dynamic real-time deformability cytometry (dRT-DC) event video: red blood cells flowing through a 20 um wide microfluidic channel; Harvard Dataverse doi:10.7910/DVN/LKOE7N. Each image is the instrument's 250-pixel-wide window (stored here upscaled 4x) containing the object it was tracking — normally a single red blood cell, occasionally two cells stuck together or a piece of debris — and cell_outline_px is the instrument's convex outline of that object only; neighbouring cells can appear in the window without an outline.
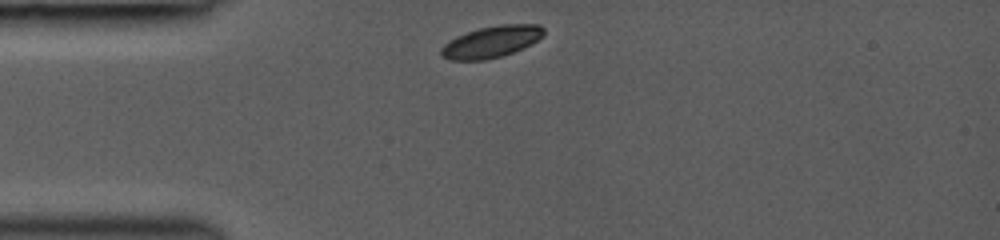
{"species": "common noctule bat (a hibernating species)", "species_latin": "Nyctalus noctula", "temperature_condition": "room temperature", "stored_images_in_passage": 30, "camera_frame_rate_fps": 3000, "um_per_image_px": 0.085, "animal": {"sex": "female", "body_mass_g": 19.0, "forearm_length_mm": 53.3}, "frame": {"image": 1, "passage_image": 1, "time_ms": 0.0, "image_size_px": [1000, 240], "cell_outline_px": [[544, 36], [524, 48], [504, 56], [484, 60], [448, 60], [440, 56], [440, 48], [448, 40], [456, 36], [480, 28], [500, 24], [540, 24], [544, 28]], "centroid_in_image_um": [41.77, 3.56], "position_along_channel_um": 43.2, "area_um2": 19.19}}
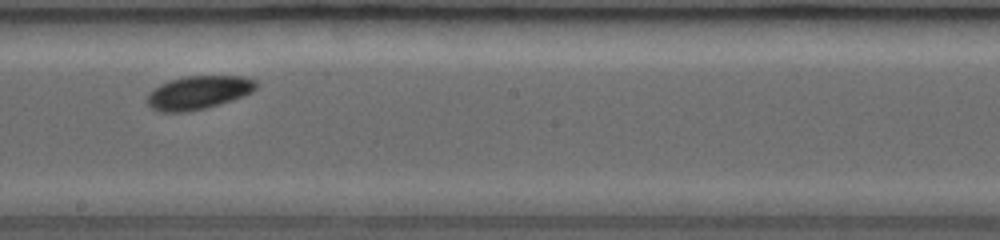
{"frame": {"image": 2, "passage_image": 16, "time_ms": 5.0, "image_size_px": [1000, 240], "cell_outline_px": [[260, 84], [252, 92], [244, 96], [232, 100], [204, 108], [188, 112], [156, 112], [148, 104], [148, 96], [152, 88], [168, 80], [184, 76], [244, 76], [256, 80]], "centroid_in_image_um": [16.88, 7.86], "position_along_channel_um": 231.3, "area_um2": 21.44}}
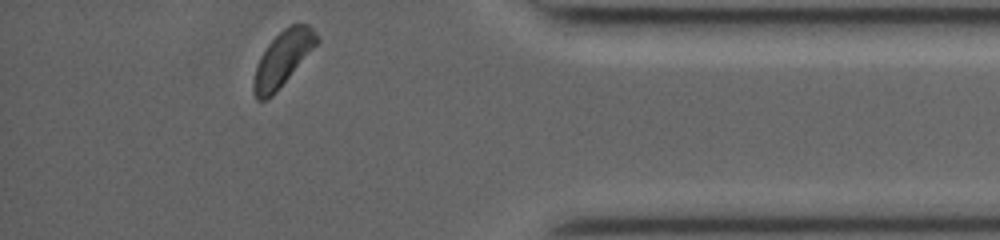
{"frame": {"image": 3, "passage_image": 30, "time_ms": 9.667, "image_size_px": [1000, 240], "cell_outline_px": [[320, 40], [276, 92], [272, 96], [264, 100], [256, 100], [252, 92], [252, 80], [256, 64], [260, 56], [268, 44], [284, 28], [292, 24], [308, 24], [316, 32]], "centroid_in_image_um": [23.99, 5.01], "position_along_channel_um": 411.2, "area_um2": 20.11}}